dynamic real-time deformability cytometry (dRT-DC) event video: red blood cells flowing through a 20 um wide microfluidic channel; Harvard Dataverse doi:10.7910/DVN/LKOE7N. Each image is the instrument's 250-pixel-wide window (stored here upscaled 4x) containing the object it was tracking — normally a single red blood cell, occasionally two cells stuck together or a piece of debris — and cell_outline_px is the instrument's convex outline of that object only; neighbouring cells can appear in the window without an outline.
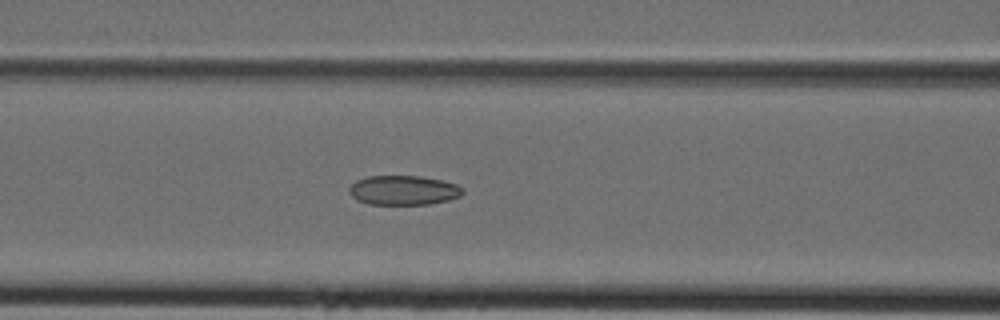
{"species": "Egyptian fruit bat (a non-hibernating species)", "species_latin": "Rousettus aegyptiacus", "temperature_condition": "cold", "stored_images_in_passage": 33, "camera_frame_rate_fps": 3000, "um_per_image_px": 0.085, "animal": {"sex": "female"}, "frame": {"image": 1, "passage_image": 9, "time_ms": 2.667, "image_size_px": [1000, 320], "cell_outline_px": [[464, 192], [460, 196], [448, 200], [428, 204], [368, 204], [356, 200], [348, 192], [348, 188], [356, 180], [368, 176], [420, 176], [440, 180], [456, 184], [464, 188]], "centroid_in_image_um": [34.27, 16.17], "position_along_channel_um": 132.3, "area_um2": 19.54}}
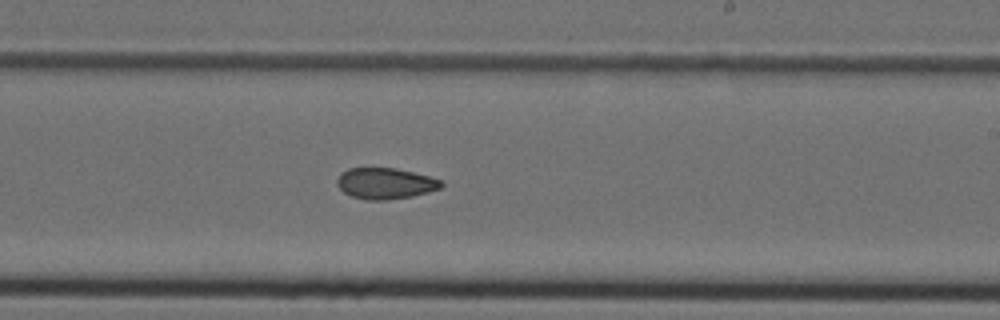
{"frame": {"image": 2, "passage_image": 17, "time_ms": 5.333, "image_size_px": [1000, 320], "cell_outline_px": [[444, 184], [440, 188], [428, 192], [412, 196], [388, 200], [368, 200], [352, 196], [344, 192], [336, 184], [336, 180], [340, 172], [348, 168], [396, 168], [444, 180]], "centroid_in_image_um": [32.75, 15.58], "position_along_channel_um": 256.3, "area_um2": 18.96}}
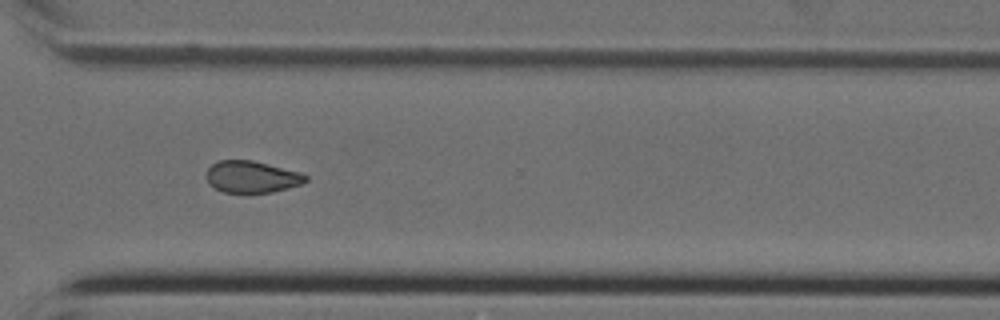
{"frame": {"image": 3, "passage_image": 23, "time_ms": 7.333, "image_size_px": [1000, 320], "cell_outline_px": [[308, 180], [300, 184], [272, 192], [224, 192], [208, 184], [208, 168], [212, 164], [220, 160], [252, 160], [300, 172], [308, 176]], "centroid_in_image_um": [21.41, 15.02], "position_along_channel_um": 349.2, "area_um2": 18.09}}